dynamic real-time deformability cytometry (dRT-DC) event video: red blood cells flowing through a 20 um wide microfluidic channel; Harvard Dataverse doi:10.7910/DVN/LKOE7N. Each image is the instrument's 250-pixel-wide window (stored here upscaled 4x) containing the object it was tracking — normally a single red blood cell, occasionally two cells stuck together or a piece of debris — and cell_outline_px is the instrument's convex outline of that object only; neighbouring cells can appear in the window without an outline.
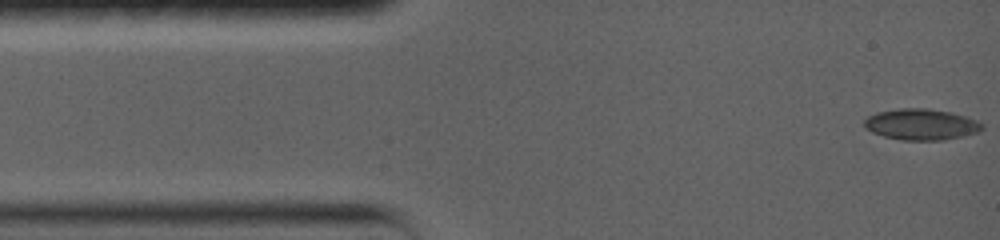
{"species": "common noctule bat (a hibernating species)", "species_latin": "Nyctalus noctula", "temperature_condition": "warm", "stored_images_in_passage": 33, "camera_frame_rate_fps": 5000, "um_per_image_px": 0.085, "animal": {"sex": "female", "body_mass_g": 19.0, "forearm_length_mm": 56.7}, "frame": {"image": 1, "passage_image": 1, "time_ms": 0.0, "image_size_px": [1000, 240], "cell_outline_px": [[984, 128], [976, 132], [944, 140], [900, 140], [884, 136], [872, 132], [864, 128], [864, 120], [868, 116], [876, 112], [900, 108], [928, 108], [948, 112], [964, 116], [976, 120]], "centroid_in_image_um": [78.23, 10.57], "position_along_channel_um": 6.8, "area_um2": 21.15}}
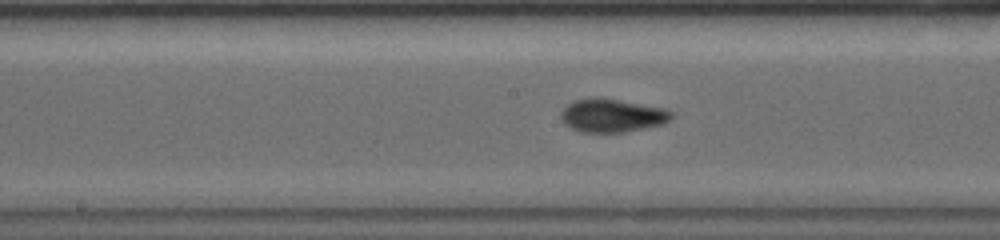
{"frame": {"image": 2, "passage_image": 15, "time_ms": 7.0, "image_size_px": [1000, 240], "cell_outline_px": [[672, 116], [668, 120], [660, 124], [620, 132], [584, 132], [572, 128], [560, 116], [560, 112], [568, 104], [576, 100], [616, 100], [664, 108], [672, 112]], "centroid_in_image_um": [52.03, 9.84], "position_along_channel_um": 196.2, "area_um2": 20.17}}
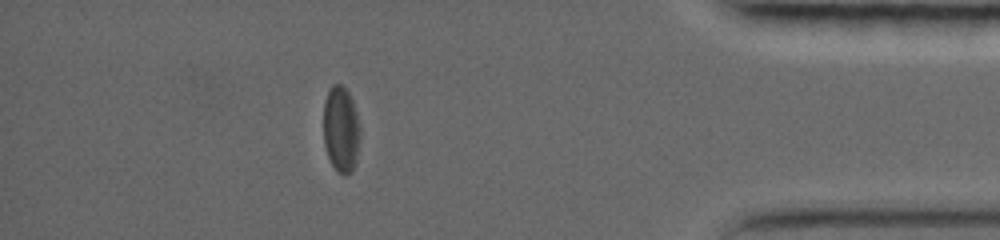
{"frame": {"image": 3, "passage_image": 28, "time_ms": 13.6, "image_size_px": [1000, 240], "cell_outline_px": [[356, 140], [352, 164], [348, 172], [340, 172], [332, 164], [328, 152], [324, 136], [324, 104], [328, 92], [332, 84], [340, 84], [348, 92], [352, 104], [356, 124]], "centroid_in_image_um": [28.88, 10.86], "position_along_channel_um": 406.3, "area_um2": 16.18}, "authors_computed_cell_mechanics": {"area_um2": 19.7098, "velocity_mm_per_s": 3.8055, "shape_relaxation_time_tau1_ms": null, "shape_relaxation_time_tau2_ms": 2.6211, "deformation_change_tau1": null, "deformation_change_tau2": 0.0697}}